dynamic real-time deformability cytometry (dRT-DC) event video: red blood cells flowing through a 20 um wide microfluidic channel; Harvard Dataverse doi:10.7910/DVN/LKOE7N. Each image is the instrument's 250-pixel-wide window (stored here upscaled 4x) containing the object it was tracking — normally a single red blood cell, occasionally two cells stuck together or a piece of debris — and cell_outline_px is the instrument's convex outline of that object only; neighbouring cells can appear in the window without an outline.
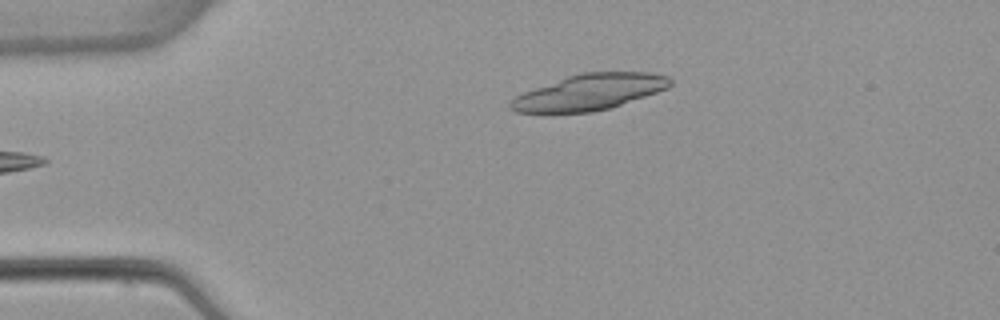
{"species": "common noctule bat (a hibernating species)", "species_latin": "Nyctalus noctula", "temperature_condition": "warm", "stored_images_in_passage": 5, "camera_frame_rate_fps": 3000, "um_per_image_px": 0.085, "animal": {"sex": "female", "body_mass_g": 22.7, "forearm_length_mm": 54.2}, "frame": {"image": 1, "passage_image": 5, "time_ms": 5.0, "image_size_px": [1000, 320], "cell_outline_px": [[672, 84], [668, 88], [608, 108], [592, 112], [516, 112], [508, 104], [516, 96], [524, 92], [568, 76], [580, 72], [648, 72], [668, 76], [672, 80]], "centroid_in_image_um": [50.13, 7.81], "position_along_channel_um": 34.9, "area_um2": 32.77}}